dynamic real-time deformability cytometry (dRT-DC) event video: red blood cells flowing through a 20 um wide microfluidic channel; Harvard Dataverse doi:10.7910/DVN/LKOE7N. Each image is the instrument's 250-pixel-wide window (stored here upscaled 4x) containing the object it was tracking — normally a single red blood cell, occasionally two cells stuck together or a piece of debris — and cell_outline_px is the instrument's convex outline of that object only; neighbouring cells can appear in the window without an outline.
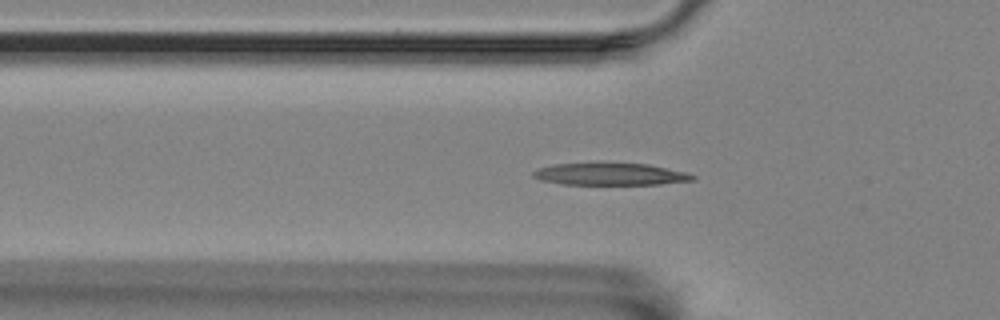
{"species": "Egyptian fruit bat (a non-hibernating species)", "species_latin": "Rousettus aegyptiacus", "temperature_condition": "room temperature", "stored_images_in_passage": 42, "camera_frame_rate_fps": 3000, "um_per_image_px": 0.085, "animal": {"sex": "female"}, "frame": {"image": 1, "passage_image": 3, "time_ms": 0.667, "image_size_px": [1000, 320], "cell_outline_px": [[696, 180], [660, 184], [560, 184], [540, 180], [532, 176], [532, 172], [540, 168], [552, 164], [648, 164], [688, 172], [696, 176]], "centroid_in_image_um": [51.91, 14.81], "position_along_channel_um": 73.9, "area_um2": 20.29}}
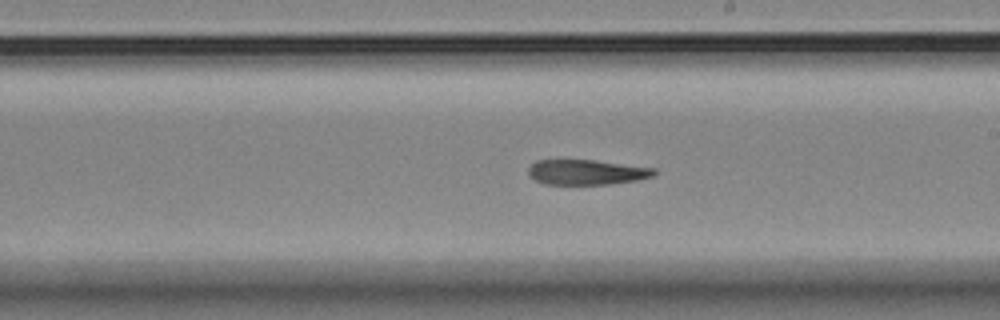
{"frame": {"image": 2, "passage_image": 17, "time_ms": 5.333, "image_size_px": [1000, 320], "cell_outline_px": [[656, 172], [652, 176], [640, 180], [612, 184], [544, 184], [528, 176], [528, 168], [536, 160], [596, 160], [656, 168]], "centroid_in_image_um": [49.88, 14.63], "position_along_channel_um": 239.1, "area_um2": 18.55}}
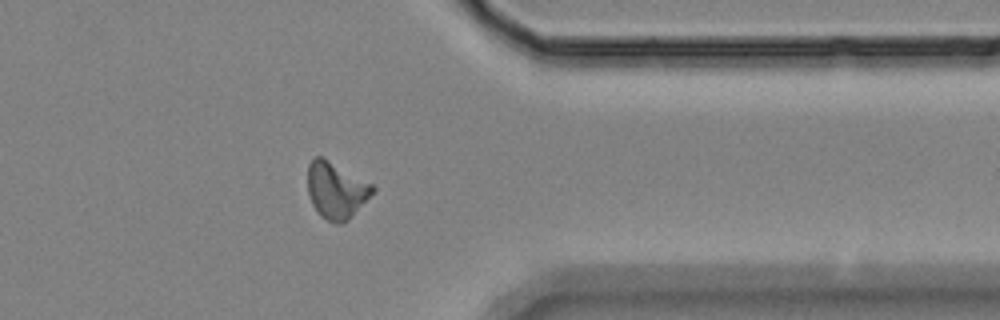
{"frame": {"image": 3, "passage_image": 30, "time_ms": 9.667, "image_size_px": [1000, 320], "cell_outline_px": [[376, 188], [348, 220], [344, 224], [336, 224], [320, 216], [312, 204], [308, 192], [308, 164], [316, 156], [320, 156], [372, 184]], "centroid_in_image_um": [28.54, 16.2], "position_along_channel_um": 382.9, "area_um2": 20.92}}